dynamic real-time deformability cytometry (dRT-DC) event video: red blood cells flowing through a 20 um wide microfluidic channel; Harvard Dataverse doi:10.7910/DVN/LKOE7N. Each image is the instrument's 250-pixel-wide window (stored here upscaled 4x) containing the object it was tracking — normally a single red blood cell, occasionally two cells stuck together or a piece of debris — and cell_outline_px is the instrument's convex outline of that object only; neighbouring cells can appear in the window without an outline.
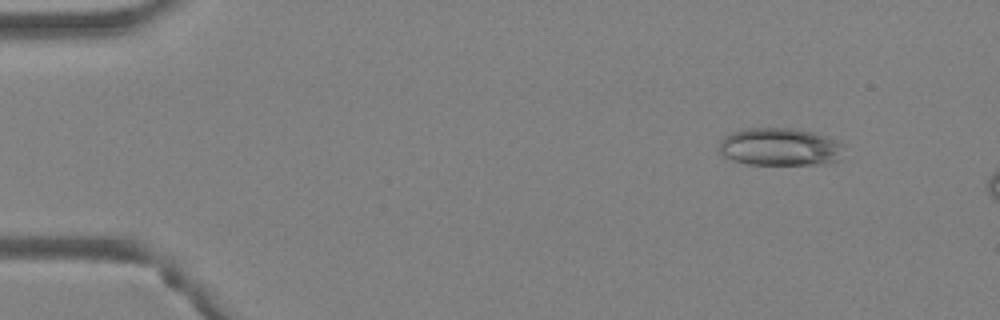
{"species": "Egyptian fruit bat (a non-hibernating species)", "species_latin": "Rousettus aegyptiacus", "temperature_condition": "warm", "stored_images_in_passage": 12, "camera_frame_rate_fps": 3000, "um_per_image_px": 0.085, "animal": {"sex": "female"}, "frame": {"image": 1, "passage_image": 6, "time_ms": 1.667, "image_size_px": [1000, 320], "cell_outline_px": [[844, 144], [840, 160], [824, 164], [748, 164], [732, 160], [724, 156], [716, 148], [720, 140], [724, 136], [732, 132], [748, 128], [792, 128], [812, 132], [840, 140]], "centroid_in_image_um": [66.3, 12.48], "position_along_channel_um": 18.7, "area_um2": 27.8}}